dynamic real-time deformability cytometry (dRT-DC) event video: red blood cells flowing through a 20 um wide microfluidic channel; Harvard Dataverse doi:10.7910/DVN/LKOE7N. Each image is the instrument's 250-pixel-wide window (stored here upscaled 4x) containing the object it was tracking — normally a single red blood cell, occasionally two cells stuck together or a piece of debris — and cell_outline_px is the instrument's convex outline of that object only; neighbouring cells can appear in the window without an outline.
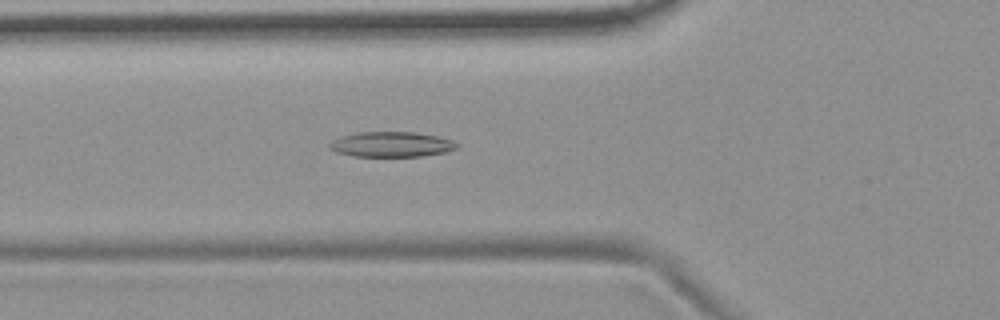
{"species": "common noctule bat (a hibernating species)", "species_latin": "Nyctalus noctula", "temperature_condition": "room temperature", "stored_images_in_passage": 55, "camera_frame_rate_fps": 3000, "um_per_image_px": 0.085, "animal": {"sex": "female", "body_mass_g": 19.9}, "frame": {"image": 1, "passage_image": 20, "time_ms": 6.333, "image_size_px": [1000, 320], "cell_outline_px": [[456, 148], [444, 152], [420, 156], [352, 156], [336, 152], [328, 148], [328, 144], [332, 140], [340, 136], [356, 132], [416, 132], [436, 136], [452, 140], [456, 144]], "centroid_in_image_um": [33.18, 12.26], "position_along_channel_um": 92.6, "area_um2": 18.61}}
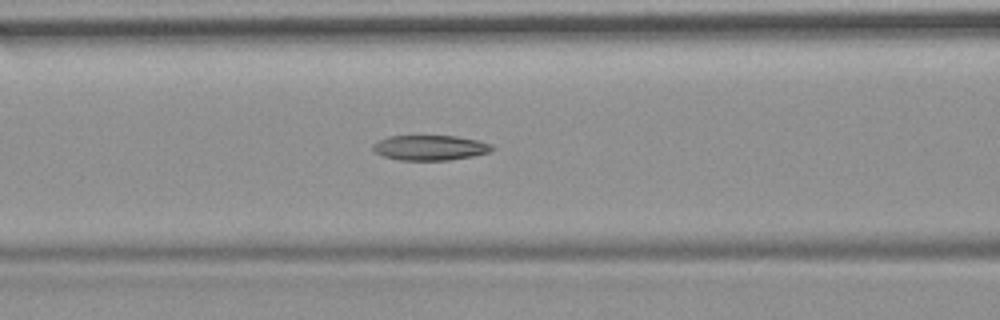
{"frame": {"image": 2, "passage_image": 23, "time_ms": 7.333, "image_size_px": [1000, 320], "cell_outline_px": [[492, 148], [488, 152], [472, 156], [448, 160], [400, 160], [384, 156], [376, 152], [372, 148], [372, 144], [388, 136], [456, 136], [480, 140], [492, 144]], "centroid_in_image_um": [36.55, 12.55], "position_along_channel_um": 130.0, "area_um2": 17.28}}
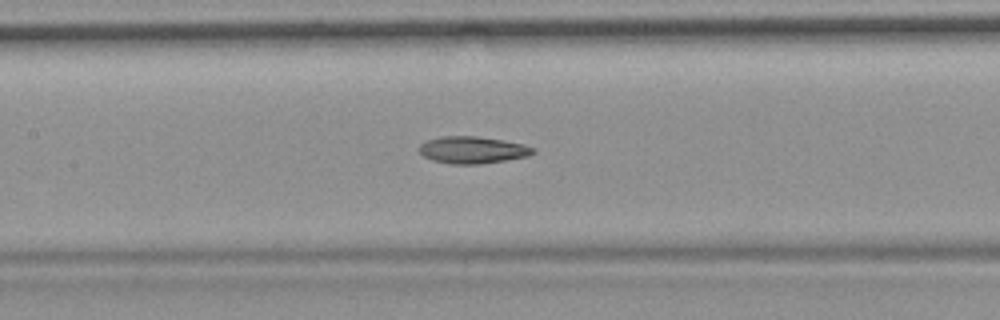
{"frame": {"image": 3, "passage_image": 26, "time_ms": 8.333, "image_size_px": [1000, 320], "cell_outline_px": [[536, 152], [528, 156], [480, 164], [452, 164], [432, 160], [424, 156], [420, 152], [420, 144], [428, 140], [440, 136], [476, 136], [504, 140], [524, 144], [536, 148]], "centroid_in_image_um": [40.2, 12.74], "position_along_channel_um": 167.2, "area_um2": 17.92}, "authors_computed_cell_mechanics": {"area_um2": 18.6116, "velocity_mm_per_s": 3.7154, "shape_relaxation_time_tau1_ms": null, "shape_relaxation_time_tau2_ms": 3.8583, "deformation_change_tau1": null, "deformation_change_tau2": 0.1225}}